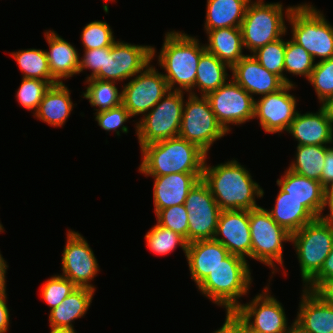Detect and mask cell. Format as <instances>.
<instances>
[{
  "instance_id": "1",
  "label": "cell",
  "mask_w": 333,
  "mask_h": 333,
  "mask_svg": "<svg viewBox=\"0 0 333 333\" xmlns=\"http://www.w3.org/2000/svg\"><path fill=\"white\" fill-rule=\"evenodd\" d=\"M202 180L208 185L221 210H252L260 207L256 204L255 196L263 197L264 190L236 160L213 167L207 165L205 160Z\"/></svg>"
},
{
  "instance_id": "2",
  "label": "cell",
  "mask_w": 333,
  "mask_h": 333,
  "mask_svg": "<svg viewBox=\"0 0 333 333\" xmlns=\"http://www.w3.org/2000/svg\"><path fill=\"white\" fill-rule=\"evenodd\" d=\"M140 173L158 177L173 173H203L207 154L180 136L141 147Z\"/></svg>"
},
{
  "instance_id": "3",
  "label": "cell",
  "mask_w": 333,
  "mask_h": 333,
  "mask_svg": "<svg viewBox=\"0 0 333 333\" xmlns=\"http://www.w3.org/2000/svg\"><path fill=\"white\" fill-rule=\"evenodd\" d=\"M206 51L205 45H200L199 40L182 32H167L164 43L158 56L160 67L167 72L163 74L169 90L173 91L174 85H179L174 91L189 92L196 95L195 79L198 62Z\"/></svg>"
},
{
  "instance_id": "4",
  "label": "cell",
  "mask_w": 333,
  "mask_h": 333,
  "mask_svg": "<svg viewBox=\"0 0 333 333\" xmlns=\"http://www.w3.org/2000/svg\"><path fill=\"white\" fill-rule=\"evenodd\" d=\"M251 282L246 258L229 254L197 288L228 313L241 304L238 299L247 295Z\"/></svg>"
},
{
  "instance_id": "5",
  "label": "cell",
  "mask_w": 333,
  "mask_h": 333,
  "mask_svg": "<svg viewBox=\"0 0 333 333\" xmlns=\"http://www.w3.org/2000/svg\"><path fill=\"white\" fill-rule=\"evenodd\" d=\"M286 17L292 25V40L301 45L315 60L333 57V27L313 5L288 6Z\"/></svg>"
},
{
  "instance_id": "6",
  "label": "cell",
  "mask_w": 333,
  "mask_h": 333,
  "mask_svg": "<svg viewBox=\"0 0 333 333\" xmlns=\"http://www.w3.org/2000/svg\"><path fill=\"white\" fill-rule=\"evenodd\" d=\"M306 286L322 269L333 248V217L316 218L291 234Z\"/></svg>"
},
{
  "instance_id": "7",
  "label": "cell",
  "mask_w": 333,
  "mask_h": 333,
  "mask_svg": "<svg viewBox=\"0 0 333 333\" xmlns=\"http://www.w3.org/2000/svg\"><path fill=\"white\" fill-rule=\"evenodd\" d=\"M282 3L250 1L241 23L243 45L251 53L285 35L287 28Z\"/></svg>"
},
{
  "instance_id": "8",
  "label": "cell",
  "mask_w": 333,
  "mask_h": 333,
  "mask_svg": "<svg viewBox=\"0 0 333 333\" xmlns=\"http://www.w3.org/2000/svg\"><path fill=\"white\" fill-rule=\"evenodd\" d=\"M182 91H169L139 122L136 135L140 148L179 135L184 97Z\"/></svg>"
},
{
  "instance_id": "9",
  "label": "cell",
  "mask_w": 333,
  "mask_h": 333,
  "mask_svg": "<svg viewBox=\"0 0 333 333\" xmlns=\"http://www.w3.org/2000/svg\"><path fill=\"white\" fill-rule=\"evenodd\" d=\"M228 132L218 122L205 96L189 94L184 102L179 135L208 154L211 145Z\"/></svg>"
},
{
  "instance_id": "10",
  "label": "cell",
  "mask_w": 333,
  "mask_h": 333,
  "mask_svg": "<svg viewBox=\"0 0 333 333\" xmlns=\"http://www.w3.org/2000/svg\"><path fill=\"white\" fill-rule=\"evenodd\" d=\"M249 227L252 240V259L276 271V264L283 266V243L291 241V234L278 225L261 206L249 210Z\"/></svg>"
},
{
  "instance_id": "11",
  "label": "cell",
  "mask_w": 333,
  "mask_h": 333,
  "mask_svg": "<svg viewBox=\"0 0 333 333\" xmlns=\"http://www.w3.org/2000/svg\"><path fill=\"white\" fill-rule=\"evenodd\" d=\"M184 205L188 215V243L213 239L221 209L202 179L190 190Z\"/></svg>"
},
{
  "instance_id": "12",
  "label": "cell",
  "mask_w": 333,
  "mask_h": 333,
  "mask_svg": "<svg viewBox=\"0 0 333 333\" xmlns=\"http://www.w3.org/2000/svg\"><path fill=\"white\" fill-rule=\"evenodd\" d=\"M222 127L230 132L228 124L240 125L254 118L255 98L233 79L205 96Z\"/></svg>"
},
{
  "instance_id": "13",
  "label": "cell",
  "mask_w": 333,
  "mask_h": 333,
  "mask_svg": "<svg viewBox=\"0 0 333 333\" xmlns=\"http://www.w3.org/2000/svg\"><path fill=\"white\" fill-rule=\"evenodd\" d=\"M150 63L123 86L122 104L130 115H146L170 90L163 73Z\"/></svg>"
},
{
  "instance_id": "14",
  "label": "cell",
  "mask_w": 333,
  "mask_h": 333,
  "mask_svg": "<svg viewBox=\"0 0 333 333\" xmlns=\"http://www.w3.org/2000/svg\"><path fill=\"white\" fill-rule=\"evenodd\" d=\"M62 276L77 287L95 290L90 284L99 271L97 259L84 237L75 231L67 233V242L62 253Z\"/></svg>"
},
{
  "instance_id": "15",
  "label": "cell",
  "mask_w": 333,
  "mask_h": 333,
  "mask_svg": "<svg viewBox=\"0 0 333 333\" xmlns=\"http://www.w3.org/2000/svg\"><path fill=\"white\" fill-rule=\"evenodd\" d=\"M294 84H285L276 92L255 99L254 118L267 133H280L288 130L298 111L296 98L289 94Z\"/></svg>"
},
{
  "instance_id": "16",
  "label": "cell",
  "mask_w": 333,
  "mask_h": 333,
  "mask_svg": "<svg viewBox=\"0 0 333 333\" xmlns=\"http://www.w3.org/2000/svg\"><path fill=\"white\" fill-rule=\"evenodd\" d=\"M269 286L251 302L240 304L234 311L253 329L264 333H282L288 326L282 304L271 294ZM253 318V320H252Z\"/></svg>"
},
{
  "instance_id": "17",
  "label": "cell",
  "mask_w": 333,
  "mask_h": 333,
  "mask_svg": "<svg viewBox=\"0 0 333 333\" xmlns=\"http://www.w3.org/2000/svg\"><path fill=\"white\" fill-rule=\"evenodd\" d=\"M213 239L230 254L252 258L249 210H221Z\"/></svg>"
},
{
  "instance_id": "18",
  "label": "cell",
  "mask_w": 333,
  "mask_h": 333,
  "mask_svg": "<svg viewBox=\"0 0 333 333\" xmlns=\"http://www.w3.org/2000/svg\"><path fill=\"white\" fill-rule=\"evenodd\" d=\"M232 79L251 96L268 95L281 89L285 83L266 70L251 54L245 55L231 69Z\"/></svg>"
},
{
  "instance_id": "19",
  "label": "cell",
  "mask_w": 333,
  "mask_h": 333,
  "mask_svg": "<svg viewBox=\"0 0 333 333\" xmlns=\"http://www.w3.org/2000/svg\"><path fill=\"white\" fill-rule=\"evenodd\" d=\"M203 173H173L154 177L153 202L155 214L174 205L184 204L194 185Z\"/></svg>"
},
{
  "instance_id": "20",
  "label": "cell",
  "mask_w": 333,
  "mask_h": 333,
  "mask_svg": "<svg viewBox=\"0 0 333 333\" xmlns=\"http://www.w3.org/2000/svg\"><path fill=\"white\" fill-rule=\"evenodd\" d=\"M276 181L280 190L299 200L316 218L325 217V187L321 182L299 175L289 169Z\"/></svg>"
},
{
  "instance_id": "21",
  "label": "cell",
  "mask_w": 333,
  "mask_h": 333,
  "mask_svg": "<svg viewBox=\"0 0 333 333\" xmlns=\"http://www.w3.org/2000/svg\"><path fill=\"white\" fill-rule=\"evenodd\" d=\"M229 254V251L214 239L188 243L186 259L196 286L198 287Z\"/></svg>"
},
{
  "instance_id": "22",
  "label": "cell",
  "mask_w": 333,
  "mask_h": 333,
  "mask_svg": "<svg viewBox=\"0 0 333 333\" xmlns=\"http://www.w3.org/2000/svg\"><path fill=\"white\" fill-rule=\"evenodd\" d=\"M287 132L298 141L297 146H327L333 143V125L321 107L316 113L297 112Z\"/></svg>"
},
{
  "instance_id": "23",
  "label": "cell",
  "mask_w": 333,
  "mask_h": 333,
  "mask_svg": "<svg viewBox=\"0 0 333 333\" xmlns=\"http://www.w3.org/2000/svg\"><path fill=\"white\" fill-rule=\"evenodd\" d=\"M297 318L303 333H333V307L304 288Z\"/></svg>"
},
{
  "instance_id": "24",
  "label": "cell",
  "mask_w": 333,
  "mask_h": 333,
  "mask_svg": "<svg viewBox=\"0 0 333 333\" xmlns=\"http://www.w3.org/2000/svg\"><path fill=\"white\" fill-rule=\"evenodd\" d=\"M49 44V51H45L52 77L62 83L75 74H79V54L75 47L61 38L54 31L45 32Z\"/></svg>"
},
{
  "instance_id": "25",
  "label": "cell",
  "mask_w": 333,
  "mask_h": 333,
  "mask_svg": "<svg viewBox=\"0 0 333 333\" xmlns=\"http://www.w3.org/2000/svg\"><path fill=\"white\" fill-rule=\"evenodd\" d=\"M155 53L152 46L115 41L112 45V57L115 60L116 81L128 80L140 73L154 59Z\"/></svg>"
},
{
  "instance_id": "26",
  "label": "cell",
  "mask_w": 333,
  "mask_h": 333,
  "mask_svg": "<svg viewBox=\"0 0 333 333\" xmlns=\"http://www.w3.org/2000/svg\"><path fill=\"white\" fill-rule=\"evenodd\" d=\"M94 292L95 290L90 288L77 287L60 305L50 311V327L74 330L72 322L84 316L92 303Z\"/></svg>"
},
{
  "instance_id": "27",
  "label": "cell",
  "mask_w": 333,
  "mask_h": 333,
  "mask_svg": "<svg viewBox=\"0 0 333 333\" xmlns=\"http://www.w3.org/2000/svg\"><path fill=\"white\" fill-rule=\"evenodd\" d=\"M207 52L215 55L219 60L232 68L245 55H243V39L240 27L218 28L207 31Z\"/></svg>"
},
{
  "instance_id": "28",
  "label": "cell",
  "mask_w": 333,
  "mask_h": 333,
  "mask_svg": "<svg viewBox=\"0 0 333 333\" xmlns=\"http://www.w3.org/2000/svg\"><path fill=\"white\" fill-rule=\"evenodd\" d=\"M73 107L70 91L62 82L50 86L34 115L49 125L62 127Z\"/></svg>"
},
{
  "instance_id": "29",
  "label": "cell",
  "mask_w": 333,
  "mask_h": 333,
  "mask_svg": "<svg viewBox=\"0 0 333 333\" xmlns=\"http://www.w3.org/2000/svg\"><path fill=\"white\" fill-rule=\"evenodd\" d=\"M272 219L290 234L300 230L316 217L299 201L289 196V193L279 190L275 206L266 210Z\"/></svg>"
},
{
  "instance_id": "30",
  "label": "cell",
  "mask_w": 333,
  "mask_h": 333,
  "mask_svg": "<svg viewBox=\"0 0 333 333\" xmlns=\"http://www.w3.org/2000/svg\"><path fill=\"white\" fill-rule=\"evenodd\" d=\"M251 0H207L205 30L240 27Z\"/></svg>"
},
{
  "instance_id": "31",
  "label": "cell",
  "mask_w": 333,
  "mask_h": 333,
  "mask_svg": "<svg viewBox=\"0 0 333 333\" xmlns=\"http://www.w3.org/2000/svg\"><path fill=\"white\" fill-rule=\"evenodd\" d=\"M226 68L231 69L215 55L207 51L201 55L195 79V87L201 91L200 96H206L226 83L228 80Z\"/></svg>"
},
{
  "instance_id": "32",
  "label": "cell",
  "mask_w": 333,
  "mask_h": 333,
  "mask_svg": "<svg viewBox=\"0 0 333 333\" xmlns=\"http://www.w3.org/2000/svg\"><path fill=\"white\" fill-rule=\"evenodd\" d=\"M327 146L299 145L296 159L289 166V170L321 182V173L324 167Z\"/></svg>"
},
{
  "instance_id": "33",
  "label": "cell",
  "mask_w": 333,
  "mask_h": 333,
  "mask_svg": "<svg viewBox=\"0 0 333 333\" xmlns=\"http://www.w3.org/2000/svg\"><path fill=\"white\" fill-rule=\"evenodd\" d=\"M19 65L23 78L48 81L51 85L58 84L52 77L48 59L44 50L25 49L11 54Z\"/></svg>"
},
{
  "instance_id": "34",
  "label": "cell",
  "mask_w": 333,
  "mask_h": 333,
  "mask_svg": "<svg viewBox=\"0 0 333 333\" xmlns=\"http://www.w3.org/2000/svg\"><path fill=\"white\" fill-rule=\"evenodd\" d=\"M88 87L83 96L89 99L91 106L97 112L108 110L122 104V92H118L115 81H103L95 78L87 79Z\"/></svg>"
},
{
  "instance_id": "35",
  "label": "cell",
  "mask_w": 333,
  "mask_h": 333,
  "mask_svg": "<svg viewBox=\"0 0 333 333\" xmlns=\"http://www.w3.org/2000/svg\"><path fill=\"white\" fill-rule=\"evenodd\" d=\"M147 247L155 254L166 255L172 252L177 245L187 252V240L174 231L164 228L159 224L154 225L145 235Z\"/></svg>"
},
{
  "instance_id": "36",
  "label": "cell",
  "mask_w": 333,
  "mask_h": 333,
  "mask_svg": "<svg viewBox=\"0 0 333 333\" xmlns=\"http://www.w3.org/2000/svg\"><path fill=\"white\" fill-rule=\"evenodd\" d=\"M286 41L282 38L266 44L253 52L252 56L268 71L277 75L285 84H293L284 76Z\"/></svg>"
},
{
  "instance_id": "37",
  "label": "cell",
  "mask_w": 333,
  "mask_h": 333,
  "mask_svg": "<svg viewBox=\"0 0 333 333\" xmlns=\"http://www.w3.org/2000/svg\"><path fill=\"white\" fill-rule=\"evenodd\" d=\"M314 62L312 56L301 45L292 39L286 41L284 71L308 79L314 69Z\"/></svg>"
},
{
  "instance_id": "38",
  "label": "cell",
  "mask_w": 333,
  "mask_h": 333,
  "mask_svg": "<svg viewBox=\"0 0 333 333\" xmlns=\"http://www.w3.org/2000/svg\"><path fill=\"white\" fill-rule=\"evenodd\" d=\"M111 27L102 21H92L87 24L81 33V40L85 50L111 47L115 38Z\"/></svg>"
},
{
  "instance_id": "39",
  "label": "cell",
  "mask_w": 333,
  "mask_h": 333,
  "mask_svg": "<svg viewBox=\"0 0 333 333\" xmlns=\"http://www.w3.org/2000/svg\"><path fill=\"white\" fill-rule=\"evenodd\" d=\"M308 81L313 85L320 103L333 96V57L315 63Z\"/></svg>"
},
{
  "instance_id": "40",
  "label": "cell",
  "mask_w": 333,
  "mask_h": 333,
  "mask_svg": "<svg viewBox=\"0 0 333 333\" xmlns=\"http://www.w3.org/2000/svg\"><path fill=\"white\" fill-rule=\"evenodd\" d=\"M50 86L51 84L48 81L23 78L18 88L16 98L24 108L36 112L45 92Z\"/></svg>"
},
{
  "instance_id": "41",
  "label": "cell",
  "mask_w": 333,
  "mask_h": 333,
  "mask_svg": "<svg viewBox=\"0 0 333 333\" xmlns=\"http://www.w3.org/2000/svg\"><path fill=\"white\" fill-rule=\"evenodd\" d=\"M77 286L62 275H55L48 279L42 286L41 295L50 310L60 305Z\"/></svg>"
},
{
  "instance_id": "42",
  "label": "cell",
  "mask_w": 333,
  "mask_h": 333,
  "mask_svg": "<svg viewBox=\"0 0 333 333\" xmlns=\"http://www.w3.org/2000/svg\"><path fill=\"white\" fill-rule=\"evenodd\" d=\"M156 216L157 224L183 236L188 242V215L184 204L161 209Z\"/></svg>"
},
{
  "instance_id": "43",
  "label": "cell",
  "mask_w": 333,
  "mask_h": 333,
  "mask_svg": "<svg viewBox=\"0 0 333 333\" xmlns=\"http://www.w3.org/2000/svg\"><path fill=\"white\" fill-rule=\"evenodd\" d=\"M109 47L84 50L83 58L79 60V73L84 69H91L87 79L95 78L106 81V63Z\"/></svg>"
},
{
  "instance_id": "44",
  "label": "cell",
  "mask_w": 333,
  "mask_h": 333,
  "mask_svg": "<svg viewBox=\"0 0 333 333\" xmlns=\"http://www.w3.org/2000/svg\"><path fill=\"white\" fill-rule=\"evenodd\" d=\"M95 114V120L98 122V125L104 130L108 132L111 130L116 131V134L118 136H120V131L123 133L128 132V127L124 126L123 123L132 116L123 104H120L119 106L108 110L95 112ZM117 128H120L121 130L119 131Z\"/></svg>"
},
{
  "instance_id": "45",
  "label": "cell",
  "mask_w": 333,
  "mask_h": 333,
  "mask_svg": "<svg viewBox=\"0 0 333 333\" xmlns=\"http://www.w3.org/2000/svg\"><path fill=\"white\" fill-rule=\"evenodd\" d=\"M333 279V248L325 259L320 272L306 285L305 289L314 291L322 282Z\"/></svg>"
},
{
  "instance_id": "46",
  "label": "cell",
  "mask_w": 333,
  "mask_h": 333,
  "mask_svg": "<svg viewBox=\"0 0 333 333\" xmlns=\"http://www.w3.org/2000/svg\"><path fill=\"white\" fill-rule=\"evenodd\" d=\"M213 333H242L241 317L235 311L226 313L222 327Z\"/></svg>"
},
{
  "instance_id": "47",
  "label": "cell",
  "mask_w": 333,
  "mask_h": 333,
  "mask_svg": "<svg viewBox=\"0 0 333 333\" xmlns=\"http://www.w3.org/2000/svg\"><path fill=\"white\" fill-rule=\"evenodd\" d=\"M324 163L321 173V184L326 187L333 182V147H327Z\"/></svg>"
},
{
  "instance_id": "48",
  "label": "cell",
  "mask_w": 333,
  "mask_h": 333,
  "mask_svg": "<svg viewBox=\"0 0 333 333\" xmlns=\"http://www.w3.org/2000/svg\"><path fill=\"white\" fill-rule=\"evenodd\" d=\"M313 292L333 307V279L322 282Z\"/></svg>"
},
{
  "instance_id": "49",
  "label": "cell",
  "mask_w": 333,
  "mask_h": 333,
  "mask_svg": "<svg viewBox=\"0 0 333 333\" xmlns=\"http://www.w3.org/2000/svg\"><path fill=\"white\" fill-rule=\"evenodd\" d=\"M7 294H0V333H6L9 328L10 314L6 305Z\"/></svg>"
},
{
  "instance_id": "50",
  "label": "cell",
  "mask_w": 333,
  "mask_h": 333,
  "mask_svg": "<svg viewBox=\"0 0 333 333\" xmlns=\"http://www.w3.org/2000/svg\"><path fill=\"white\" fill-rule=\"evenodd\" d=\"M106 81H116V66L112 57V46L109 47V56H107Z\"/></svg>"
},
{
  "instance_id": "51",
  "label": "cell",
  "mask_w": 333,
  "mask_h": 333,
  "mask_svg": "<svg viewBox=\"0 0 333 333\" xmlns=\"http://www.w3.org/2000/svg\"><path fill=\"white\" fill-rule=\"evenodd\" d=\"M328 207L329 214L325 217H333V182L325 187V207Z\"/></svg>"
},
{
  "instance_id": "52",
  "label": "cell",
  "mask_w": 333,
  "mask_h": 333,
  "mask_svg": "<svg viewBox=\"0 0 333 333\" xmlns=\"http://www.w3.org/2000/svg\"><path fill=\"white\" fill-rule=\"evenodd\" d=\"M7 268H8L7 263L0 253V294L6 293L5 274H6Z\"/></svg>"
},
{
  "instance_id": "53",
  "label": "cell",
  "mask_w": 333,
  "mask_h": 333,
  "mask_svg": "<svg viewBox=\"0 0 333 333\" xmlns=\"http://www.w3.org/2000/svg\"><path fill=\"white\" fill-rule=\"evenodd\" d=\"M321 108L324 110L326 117L330 120L333 125V96L327 97L321 102Z\"/></svg>"
},
{
  "instance_id": "54",
  "label": "cell",
  "mask_w": 333,
  "mask_h": 333,
  "mask_svg": "<svg viewBox=\"0 0 333 333\" xmlns=\"http://www.w3.org/2000/svg\"><path fill=\"white\" fill-rule=\"evenodd\" d=\"M241 331L242 333H264L251 328L242 318H241Z\"/></svg>"
},
{
  "instance_id": "55",
  "label": "cell",
  "mask_w": 333,
  "mask_h": 333,
  "mask_svg": "<svg viewBox=\"0 0 333 333\" xmlns=\"http://www.w3.org/2000/svg\"><path fill=\"white\" fill-rule=\"evenodd\" d=\"M282 333H303L300 326L294 321L291 324V327H287Z\"/></svg>"
},
{
  "instance_id": "56",
  "label": "cell",
  "mask_w": 333,
  "mask_h": 333,
  "mask_svg": "<svg viewBox=\"0 0 333 333\" xmlns=\"http://www.w3.org/2000/svg\"><path fill=\"white\" fill-rule=\"evenodd\" d=\"M50 333H76L75 330L71 329H53L51 328Z\"/></svg>"
},
{
  "instance_id": "57",
  "label": "cell",
  "mask_w": 333,
  "mask_h": 333,
  "mask_svg": "<svg viewBox=\"0 0 333 333\" xmlns=\"http://www.w3.org/2000/svg\"><path fill=\"white\" fill-rule=\"evenodd\" d=\"M4 231V227L2 226V224L0 223V232Z\"/></svg>"
}]
</instances>
